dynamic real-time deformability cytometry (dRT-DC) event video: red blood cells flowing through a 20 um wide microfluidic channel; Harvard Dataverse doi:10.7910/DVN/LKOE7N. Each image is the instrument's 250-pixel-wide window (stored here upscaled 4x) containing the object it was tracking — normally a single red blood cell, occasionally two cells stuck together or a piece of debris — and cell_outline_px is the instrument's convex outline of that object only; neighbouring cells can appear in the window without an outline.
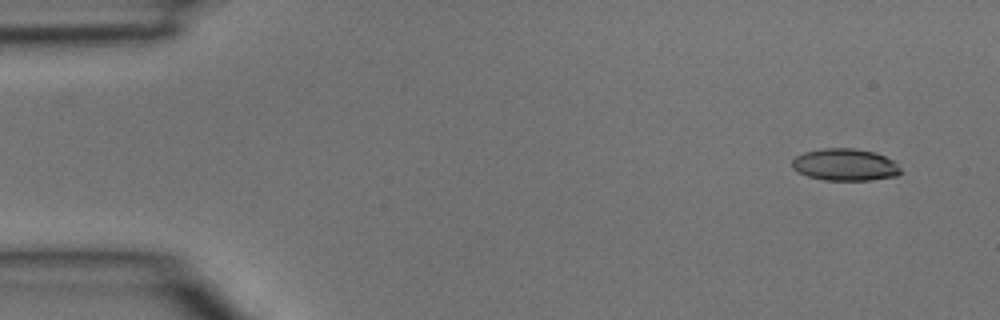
{"species": "common noctule bat (a hibernating species)", "species_latin": "Nyctalus noctula", "temperature_condition": "room temperature", "stored_images_in_passage": 2, "camera_frame_rate_fps": 3000, "um_per_image_px": 0.085, "animal": {"sex": "male", "body_mass_g": 15.6}, "frame": {"image": 1, "passage_image": 2, "time_ms": 0.333, "image_size_px": [1000, 320], "cell_outline_px": [[904, 172], [896, 176], [872, 180], [824, 180], [808, 176], [792, 168], [792, 160], [796, 156], [804, 152], [824, 148], [852, 148], [872, 152], [884, 156], [892, 160]], "centroid_in_image_um": [71.83, 14.01], "position_along_channel_um": 13.2, "area_um2": 20.17}}